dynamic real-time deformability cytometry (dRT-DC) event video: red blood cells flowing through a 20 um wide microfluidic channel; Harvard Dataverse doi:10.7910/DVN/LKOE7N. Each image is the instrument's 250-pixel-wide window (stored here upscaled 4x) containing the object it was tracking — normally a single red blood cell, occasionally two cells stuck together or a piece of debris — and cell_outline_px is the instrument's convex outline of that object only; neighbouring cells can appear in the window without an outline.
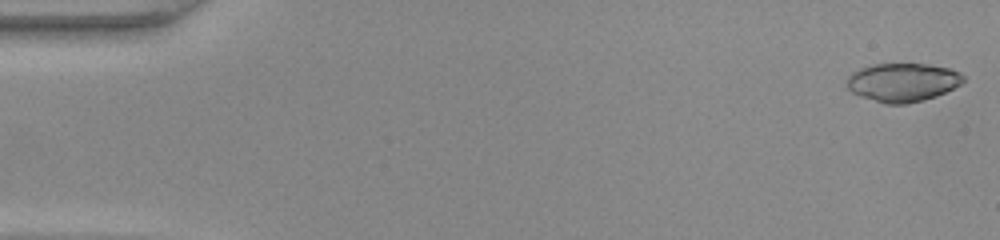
{"species": "common noctule bat (a hibernating species)", "species_latin": "Nyctalus noctula", "temperature_condition": "warm", "stored_images_in_passage": 47, "camera_frame_rate_fps": 3000, "um_per_image_px": 0.085, "animal": {"sex": "female", "body_mass_g": 22.0, "forearm_length_mm": 56.7}, "frame": {"image": 1, "passage_image": 1, "time_ms": 0.0, "image_size_px": [1000, 240], "cell_outline_px": [[964, 80], [960, 84], [936, 96], [904, 104], [884, 104], [860, 96], [852, 92], [844, 84], [848, 76], [852, 72], [860, 68], [872, 64], [928, 64], [948, 68], [960, 72], [964, 76]], "centroid_in_image_um": [76.68, 6.99], "position_along_channel_um": 8.3, "area_um2": 26.13}}
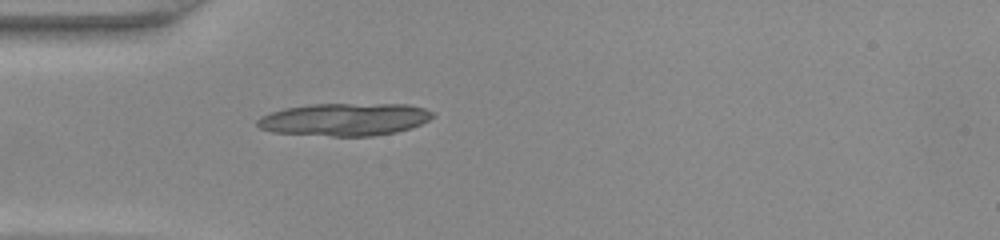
{"frame": {"image": 2, "passage_image": 14, "time_ms": 4.333, "image_size_px": [1000, 240], "cell_outline_px": [[436, 116], [412, 128], [396, 132], [372, 136], [332, 136], [272, 132], [260, 128], [256, 124], [256, 120], [272, 112], [284, 108], [312, 104], [408, 104], [424, 108], [432, 112]], "centroid_in_image_um": [29.32, 10.15], "position_along_channel_um": 55.7, "area_um2": 33.29}}